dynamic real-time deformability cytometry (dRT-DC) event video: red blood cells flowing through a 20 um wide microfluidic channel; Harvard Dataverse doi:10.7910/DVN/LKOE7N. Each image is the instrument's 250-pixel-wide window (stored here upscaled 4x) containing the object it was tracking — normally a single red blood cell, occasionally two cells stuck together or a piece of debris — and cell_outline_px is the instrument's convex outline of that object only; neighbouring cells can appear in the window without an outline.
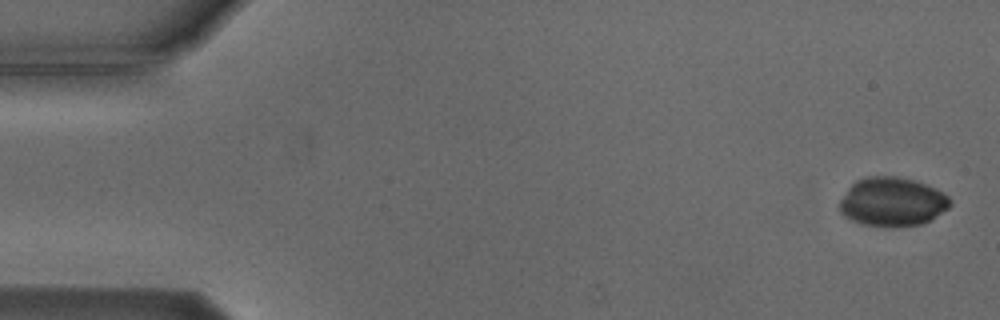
{"species": "Egyptian fruit bat (a non-hibernating species)", "species_latin": "Rousettus aegyptiacus", "temperature_condition": "cold", "stored_images_in_passage": 4, "camera_frame_rate_fps": 3000, "um_per_image_px": 0.085, "animal": {"sex": "male"}, "frame": {"image": 1, "passage_image": 1, "time_ms": 0.0, "image_size_px": [1000, 320], "cell_outline_px": [[952, 204], [948, 208], [928, 220], [920, 224], [864, 224], [852, 220], [844, 216], [840, 212], [840, 200], [848, 188], [856, 180], [864, 176], [896, 176], [912, 180], [924, 184], [948, 196], [952, 200]], "centroid_in_image_um": [75.81, 17.11], "position_along_channel_um": 9.2, "area_um2": 30.52}}
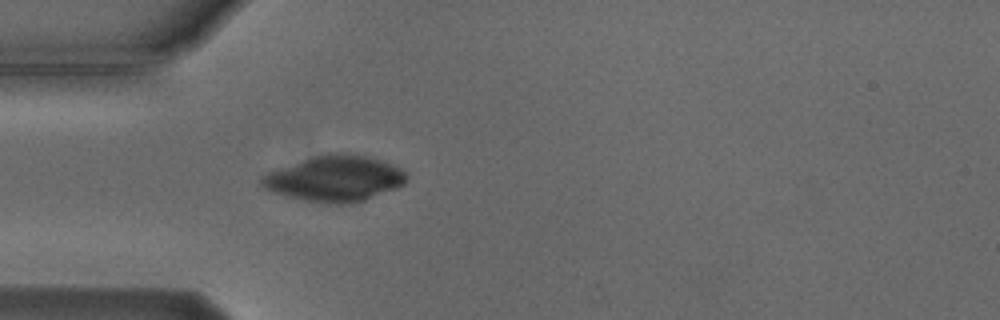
{"frame": {"image": 2, "passage_image": 4, "time_ms": 4.667, "image_size_px": [1000, 320], "cell_outline_px": [[408, 180], [404, 184], [396, 188], [364, 200], [352, 204], [328, 204], [304, 200], [284, 196], [272, 192], [264, 188], [260, 184], [260, 180], [268, 172], [324, 152], [344, 152], [364, 156], [380, 160], [392, 164], [400, 168], [408, 176]], "centroid_in_image_um": [28.45, 15.18], "position_along_channel_um": 56.5, "area_um2": 38.78}}